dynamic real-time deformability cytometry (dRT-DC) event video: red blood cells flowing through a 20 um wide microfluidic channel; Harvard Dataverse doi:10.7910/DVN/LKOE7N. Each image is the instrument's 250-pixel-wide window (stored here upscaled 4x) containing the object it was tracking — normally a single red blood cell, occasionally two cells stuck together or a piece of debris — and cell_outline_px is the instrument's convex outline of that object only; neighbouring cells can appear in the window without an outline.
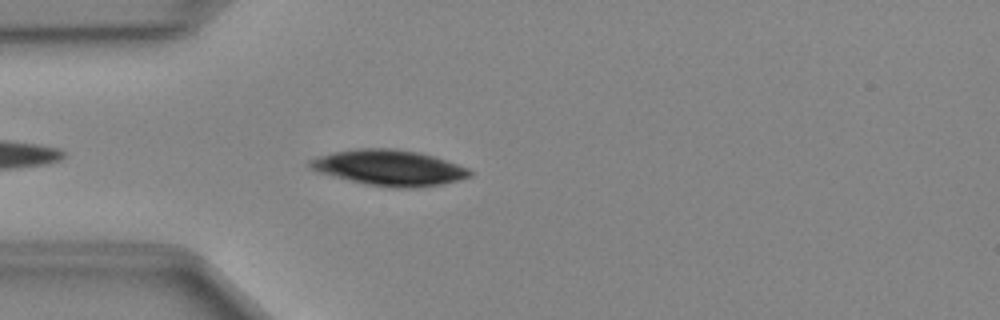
{"species": "Egyptian fruit bat (a non-hibernating species)", "species_latin": "Rousettus aegyptiacus", "temperature_condition": "cold", "stored_images_in_passage": 16, "camera_frame_rate_fps": 3000, "um_per_image_px": 0.085, "animal": {"sex": "female"}, "frame": {"image": 1, "passage_image": 3, "time_ms": 0.667, "image_size_px": [1000, 320], "cell_outline_px": [[472, 176], [440, 184], [412, 188], [396, 188], [368, 184], [332, 176], [316, 172], [308, 168], [308, 160], [316, 156], [332, 152], [360, 148], [396, 148], [420, 152], [468, 168], [472, 172]], "centroid_in_image_um": [33.01, 14.24], "position_along_channel_um": 52.0, "area_um2": 33.18}}
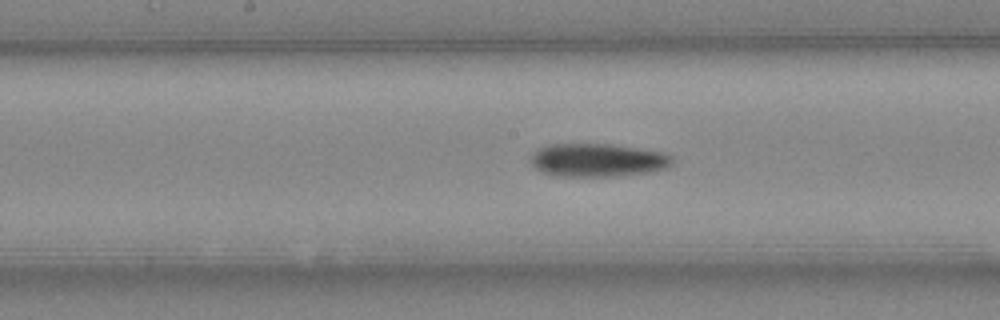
{"frame": {"image": 2, "passage_image": 11, "time_ms": 3.333, "image_size_px": [1000, 320], "cell_outline_px": [[672, 164], [668, 168], [652, 172], [612, 176], [556, 176], [544, 172], [536, 168], [532, 164], [532, 156], [540, 148], [548, 144], [612, 144], [664, 152], [672, 156]], "centroid_in_image_um": [50.86, 13.61], "position_along_channel_um": 197.3, "area_um2": 27.34}}
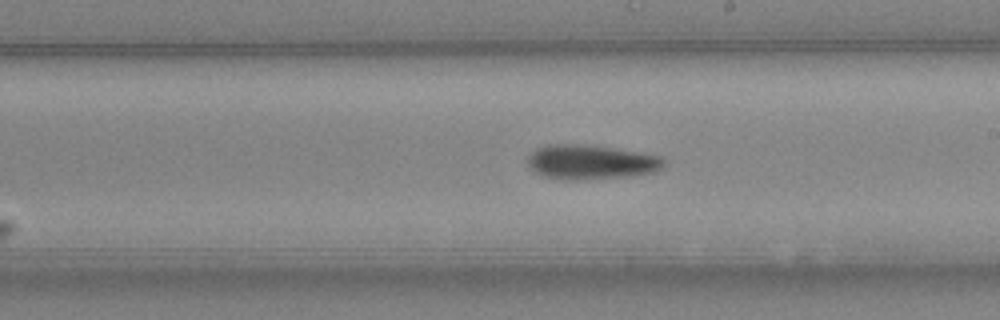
{"frame": {"image": 3, "passage_image": 14, "time_ms": 4.333, "image_size_px": [1000, 320], "cell_outline_px": [[664, 168], [656, 172], [632, 176], [576, 180], [560, 180], [544, 176], [528, 168], [528, 156], [536, 148], [548, 144], [584, 144], [660, 156], [664, 160]], "centroid_in_image_um": [50.2, 13.79], "position_along_channel_um": 238.8, "area_um2": 27.46}}